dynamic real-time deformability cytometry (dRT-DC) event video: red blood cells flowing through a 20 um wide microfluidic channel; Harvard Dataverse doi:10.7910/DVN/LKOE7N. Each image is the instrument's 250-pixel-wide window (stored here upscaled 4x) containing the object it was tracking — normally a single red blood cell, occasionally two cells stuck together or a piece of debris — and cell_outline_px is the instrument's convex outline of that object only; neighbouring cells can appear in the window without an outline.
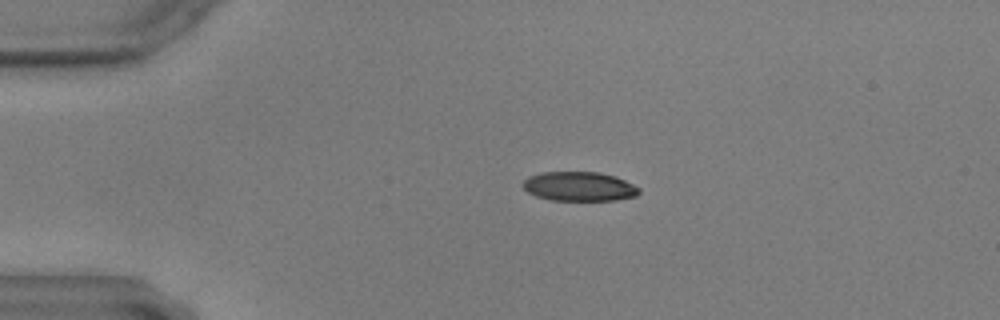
{"species": "common noctule bat (a hibernating species)", "species_latin": "Nyctalus noctula", "temperature_condition": "warm", "stored_images_in_passage": 28, "camera_frame_rate_fps": 3000, "um_per_image_px": 0.085, "animal": {"sex": "male", "body_mass_g": 17.9, "forearm_length_mm": 54.2}, "frame": {"image": 1, "passage_image": 2, "time_ms": 0.333, "image_size_px": [1000, 320], "cell_outline_px": [[640, 192], [636, 196], [616, 200], [548, 200], [536, 196], [528, 192], [520, 184], [528, 176], [544, 172], [600, 172], [616, 176], [640, 188]], "centroid_in_image_um": [49.22, 15.84], "position_along_channel_um": 35.8, "area_um2": 19.94}}
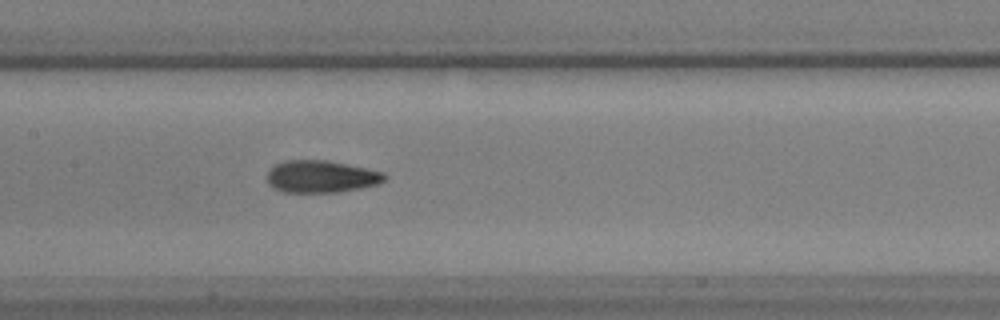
{"frame": {"image": 2, "passage_image": 18, "time_ms": 5.667, "image_size_px": [1000, 320], "cell_outline_px": [[388, 176], [380, 184], [360, 188], [336, 192], [284, 192], [272, 188], [268, 184], [268, 172], [276, 164], [284, 160], [328, 160], [384, 172]], "centroid_in_image_um": [27.31, 15.01], "position_along_channel_um": 180.1, "area_um2": 22.08}}
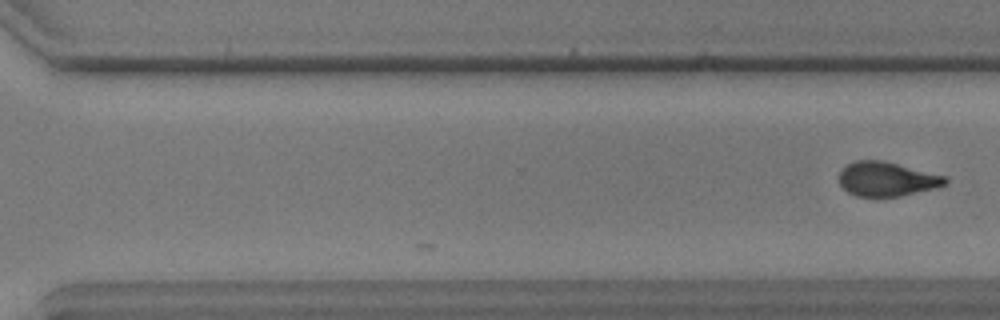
{"frame": {"image": 3, "passage_image": 28, "time_ms": 9.0, "image_size_px": [1000, 320], "cell_outline_px": [[948, 184], [936, 188], [900, 196], [856, 196], [848, 192], [840, 184], [840, 172], [848, 164], [856, 160], [880, 160], [944, 176], [948, 180]], "centroid_in_image_um": [75.38, 15.23], "position_along_channel_um": 295.2, "area_um2": 20.81}}